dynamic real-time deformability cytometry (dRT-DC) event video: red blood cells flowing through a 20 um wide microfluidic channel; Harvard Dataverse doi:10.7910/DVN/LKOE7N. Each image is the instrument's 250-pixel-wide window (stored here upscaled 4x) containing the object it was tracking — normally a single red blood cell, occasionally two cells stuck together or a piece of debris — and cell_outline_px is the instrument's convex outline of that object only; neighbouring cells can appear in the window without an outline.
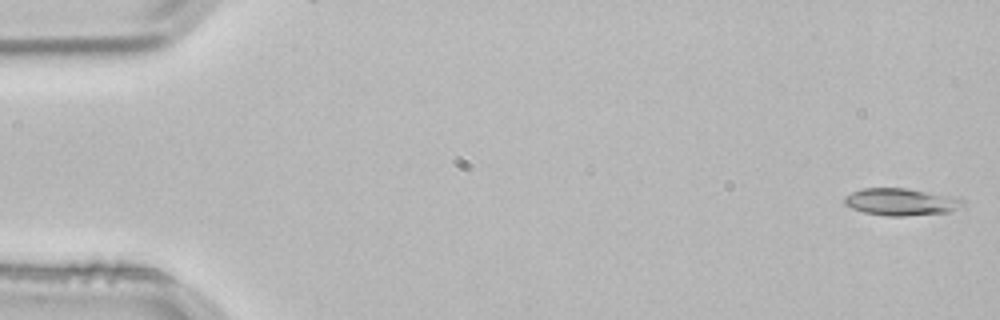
{"species": "common noctule bat (a hibernating species)", "species_latin": "Nyctalus noctula", "temperature_condition": "room temperature", "stored_images_in_passage": 3, "camera_frame_rate_fps": 3000, "um_per_image_px": 0.085, "animal": {"sex": "male", "body_mass_g": 21.5, "forearm_length_mm": 52.0}, "frame": {"image": 1, "passage_image": 1, "time_ms": 0.0, "image_size_px": [1000, 320], "cell_outline_px": [[964, 208], [948, 212], [904, 216], [888, 216], [864, 212], [852, 208], [844, 204], [844, 196], [860, 188], [908, 188], [964, 200]], "centroid_in_image_um": [76.55, 17.16], "position_along_channel_um": 8.4, "area_um2": 18.61}}